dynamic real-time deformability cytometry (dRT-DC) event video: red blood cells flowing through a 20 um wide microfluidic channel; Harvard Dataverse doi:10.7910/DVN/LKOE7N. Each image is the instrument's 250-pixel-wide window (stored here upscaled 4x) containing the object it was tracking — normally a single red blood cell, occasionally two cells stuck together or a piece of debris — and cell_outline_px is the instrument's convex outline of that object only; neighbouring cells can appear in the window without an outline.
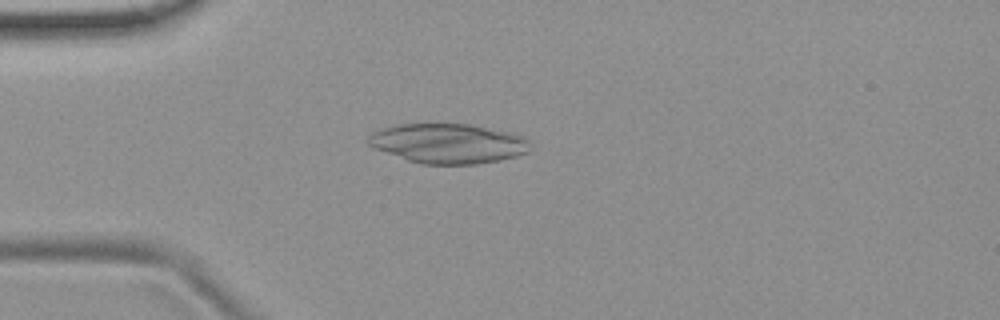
{"species": "common noctule bat (a hibernating species)", "species_latin": "Nyctalus noctula", "temperature_condition": "room temperature", "stored_images_in_passage": 53, "camera_frame_rate_fps": 3000, "um_per_image_px": 0.085, "animal": {"sex": "female", "body_mass_g": 19.9}, "frame": {"image": 1, "passage_image": 14, "time_ms": 4.333, "image_size_px": [1000, 320], "cell_outline_px": [[532, 148], [528, 152], [516, 156], [500, 160], [476, 164], [420, 164], [372, 148], [368, 144], [368, 136], [372, 132], [380, 128], [396, 124], [472, 124], [512, 132], [524, 136], [528, 140]], "centroid_in_image_um": [38.1, 12.19], "position_along_channel_um": 46.9, "area_um2": 37.92}}
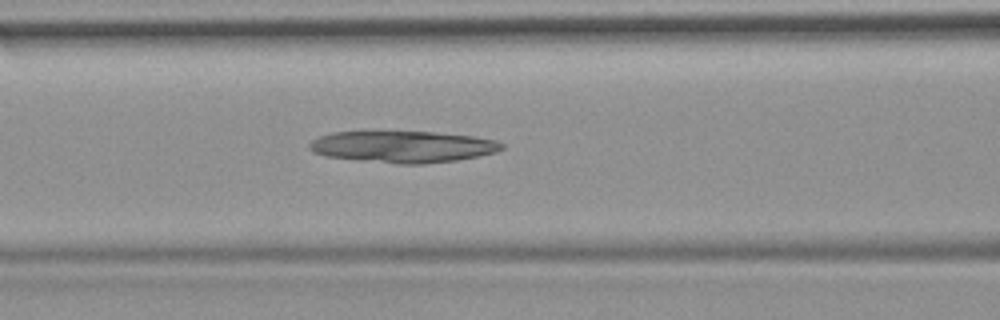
{"frame": {"image": 2, "passage_image": 22, "time_ms": 7.0, "image_size_px": [1000, 320], "cell_outline_px": [[504, 148], [496, 152], [456, 160], [424, 164], [400, 164], [356, 160], [324, 156], [312, 152], [308, 148], [308, 144], [312, 140], [320, 136], [332, 132], [432, 132], [472, 136], [496, 140], [504, 144]], "centroid_in_image_um": [34.21, 12.48], "position_along_channel_um": 132.4, "area_um2": 35.43}}
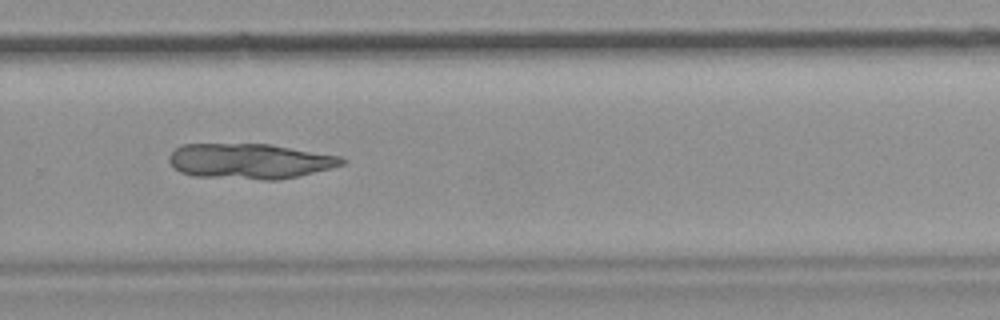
{"frame": {"image": 3, "passage_image": 36, "time_ms": 11.667, "image_size_px": [1000, 320], "cell_outline_px": [[348, 160], [344, 164], [280, 180], [264, 180], [196, 176], [180, 172], [168, 160], [168, 156], [180, 144], [272, 144], [340, 156]], "centroid_in_image_um": [21.22, 13.69], "position_along_channel_um": 308.6, "area_um2": 35.43}}